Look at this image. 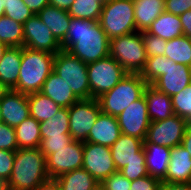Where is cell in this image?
<instances>
[{
  "mask_svg": "<svg viewBox=\"0 0 191 190\" xmlns=\"http://www.w3.org/2000/svg\"><path fill=\"white\" fill-rule=\"evenodd\" d=\"M62 50L86 64L109 56L110 39L98 21L71 17Z\"/></svg>",
  "mask_w": 191,
  "mask_h": 190,
  "instance_id": "6da1fadb",
  "label": "cell"
},
{
  "mask_svg": "<svg viewBox=\"0 0 191 190\" xmlns=\"http://www.w3.org/2000/svg\"><path fill=\"white\" fill-rule=\"evenodd\" d=\"M140 75L147 84L170 97L191 84V67L175 63L164 55L147 58Z\"/></svg>",
  "mask_w": 191,
  "mask_h": 190,
  "instance_id": "7a4b0ae2",
  "label": "cell"
},
{
  "mask_svg": "<svg viewBox=\"0 0 191 190\" xmlns=\"http://www.w3.org/2000/svg\"><path fill=\"white\" fill-rule=\"evenodd\" d=\"M48 179L46 157L39 147L17 149L5 190H35Z\"/></svg>",
  "mask_w": 191,
  "mask_h": 190,
  "instance_id": "3957f363",
  "label": "cell"
},
{
  "mask_svg": "<svg viewBox=\"0 0 191 190\" xmlns=\"http://www.w3.org/2000/svg\"><path fill=\"white\" fill-rule=\"evenodd\" d=\"M55 54L22 47L20 73L13 89L23 94L40 92L45 80L53 71Z\"/></svg>",
  "mask_w": 191,
  "mask_h": 190,
  "instance_id": "277c9868",
  "label": "cell"
},
{
  "mask_svg": "<svg viewBox=\"0 0 191 190\" xmlns=\"http://www.w3.org/2000/svg\"><path fill=\"white\" fill-rule=\"evenodd\" d=\"M148 84L140 74H127L111 90L100 95L96 100L102 113L117 117L132 102L143 96Z\"/></svg>",
  "mask_w": 191,
  "mask_h": 190,
  "instance_id": "5b68a950",
  "label": "cell"
},
{
  "mask_svg": "<svg viewBox=\"0 0 191 190\" xmlns=\"http://www.w3.org/2000/svg\"><path fill=\"white\" fill-rule=\"evenodd\" d=\"M109 55L129 74H140L144 69L147 55L142 32L136 31L110 39Z\"/></svg>",
  "mask_w": 191,
  "mask_h": 190,
  "instance_id": "8992f818",
  "label": "cell"
},
{
  "mask_svg": "<svg viewBox=\"0 0 191 190\" xmlns=\"http://www.w3.org/2000/svg\"><path fill=\"white\" fill-rule=\"evenodd\" d=\"M98 22L109 39L136 32L133 0L103 4Z\"/></svg>",
  "mask_w": 191,
  "mask_h": 190,
  "instance_id": "52a82bcc",
  "label": "cell"
},
{
  "mask_svg": "<svg viewBox=\"0 0 191 190\" xmlns=\"http://www.w3.org/2000/svg\"><path fill=\"white\" fill-rule=\"evenodd\" d=\"M53 71L71 88L78 99H90V85L87 64L68 51L55 54Z\"/></svg>",
  "mask_w": 191,
  "mask_h": 190,
  "instance_id": "ba28073f",
  "label": "cell"
},
{
  "mask_svg": "<svg viewBox=\"0 0 191 190\" xmlns=\"http://www.w3.org/2000/svg\"><path fill=\"white\" fill-rule=\"evenodd\" d=\"M90 98L97 99L113 89L128 73L110 55L87 64Z\"/></svg>",
  "mask_w": 191,
  "mask_h": 190,
  "instance_id": "9c48e42d",
  "label": "cell"
},
{
  "mask_svg": "<svg viewBox=\"0 0 191 190\" xmlns=\"http://www.w3.org/2000/svg\"><path fill=\"white\" fill-rule=\"evenodd\" d=\"M69 112V129L73 140L86 142L101 112L98 101L95 98L79 99L71 107Z\"/></svg>",
  "mask_w": 191,
  "mask_h": 190,
  "instance_id": "30bf717a",
  "label": "cell"
},
{
  "mask_svg": "<svg viewBox=\"0 0 191 190\" xmlns=\"http://www.w3.org/2000/svg\"><path fill=\"white\" fill-rule=\"evenodd\" d=\"M188 125L187 120L175 114L165 120L151 122L144 143H153L169 148L181 145Z\"/></svg>",
  "mask_w": 191,
  "mask_h": 190,
  "instance_id": "8fae6325",
  "label": "cell"
},
{
  "mask_svg": "<svg viewBox=\"0 0 191 190\" xmlns=\"http://www.w3.org/2000/svg\"><path fill=\"white\" fill-rule=\"evenodd\" d=\"M83 158V142L72 140L66 147L46 156L49 178L56 179L69 171L82 168Z\"/></svg>",
  "mask_w": 191,
  "mask_h": 190,
  "instance_id": "7c38bea8",
  "label": "cell"
},
{
  "mask_svg": "<svg viewBox=\"0 0 191 190\" xmlns=\"http://www.w3.org/2000/svg\"><path fill=\"white\" fill-rule=\"evenodd\" d=\"M83 157L82 168L87 170L99 184L112 173L117 172L110 147L83 142Z\"/></svg>",
  "mask_w": 191,
  "mask_h": 190,
  "instance_id": "4fadbf2b",
  "label": "cell"
},
{
  "mask_svg": "<svg viewBox=\"0 0 191 190\" xmlns=\"http://www.w3.org/2000/svg\"><path fill=\"white\" fill-rule=\"evenodd\" d=\"M121 134L145 140L147 130L151 123L144 95L132 102L117 117Z\"/></svg>",
  "mask_w": 191,
  "mask_h": 190,
  "instance_id": "5bb4252c",
  "label": "cell"
},
{
  "mask_svg": "<svg viewBox=\"0 0 191 190\" xmlns=\"http://www.w3.org/2000/svg\"><path fill=\"white\" fill-rule=\"evenodd\" d=\"M24 47L32 50L57 54L62 50L61 44L51 30L41 21L37 14L31 16L24 24Z\"/></svg>",
  "mask_w": 191,
  "mask_h": 190,
  "instance_id": "9a60e30c",
  "label": "cell"
},
{
  "mask_svg": "<svg viewBox=\"0 0 191 190\" xmlns=\"http://www.w3.org/2000/svg\"><path fill=\"white\" fill-rule=\"evenodd\" d=\"M144 141L121 134L119 139L110 147L111 156L117 171L133 162H146L143 150Z\"/></svg>",
  "mask_w": 191,
  "mask_h": 190,
  "instance_id": "2e32d148",
  "label": "cell"
},
{
  "mask_svg": "<svg viewBox=\"0 0 191 190\" xmlns=\"http://www.w3.org/2000/svg\"><path fill=\"white\" fill-rule=\"evenodd\" d=\"M2 122L17 127L30 116L28 94L8 90L0 100Z\"/></svg>",
  "mask_w": 191,
  "mask_h": 190,
  "instance_id": "e0dca14e",
  "label": "cell"
},
{
  "mask_svg": "<svg viewBox=\"0 0 191 190\" xmlns=\"http://www.w3.org/2000/svg\"><path fill=\"white\" fill-rule=\"evenodd\" d=\"M170 161L166 177L162 180L170 183H191V156L178 145L170 149Z\"/></svg>",
  "mask_w": 191,
  "mask_h": 190,
  "instance_id": "ac0fdd59",
  "label": "cell"
},
{
  "mask_svg": "<svg viewBox=\"0 0 191 190\" xmlns=\"http://www.w3.org/2000/svg\"><path fill=\"white\" fill-rule=\"evenodd\" d=\"M121 129L117 118L100 112L96 122L90 129L86 142L111 147L120 137Z\"/></svg>",
  "mask_w": 191,
  "mask_h": 190,
  "instance_id": "d6986e66",
  "label": "cell"
},
{
  "mask_svg": "<svg viewBox=\"0 0 191 190\" xmlns=\"http://www.w3.org/2000/svg\"><path fill=\"white\" fill-rule=\"evenodd\" d=\"M143 95L146 99L148 116L151 122L165 120L174 115L172 100L167 94L148 84Z\"/></svg>",
  "mask_w": 191,
  "mask_h": 190,
  "instance_id": "ffe728a7",
  "label": "cell"
},
{
  "mask_svg": "<svg viewBox=\"0 0 191 190\" xmlns=\"http://www.w3.org/2000/svg\"><path fill=\"white\" fill-rule=\"evenodd\" d=\"M170 149L167 146L144 143L143 150L148 175L158 178L161 181L166 177L170 161Z\"/></svg>",
  "mask_w": 191,
  "mask_h": 190,
  "instance_id": "44dd1931",
  "label": "cell"
},
{
  "mask_svg": "<svg viewBox=\"0 0 191 190\" xmlns=\"http://www.w3.org/2000/svg\"><path fill=\"white\" fill-rule=\"evenodd\" d=\"M40 92L51 98L61 108H69L79 100L69 85L54 71L45 80Z\"/></svg>",
  "mask_w": 191,
  "mask_h": 190,
  "instance_id": "7402d4cb",
  "label": "cell"
},
{
  "mask_svg": "<svg viewBox=\"0 0 191 190\" xmlns=\"http://www.w3.org/2000/svg\"><path fill=\"white\" fill-rule=\"evenodd\" d=\"M22 47H7L0 61V82L8 89L16 87L20 73Z\"/></svg>",
  "mask_w": 191,
  "mask_h": 190,
  "instance_id": "603a6c76",
  "label": "cell"
},
{
  "mask_svg": "<svg viewBox=\"0 0 191 190\" xmlns=\"http://www.w3.org/2000/svg\"><path fill=\"white\" fill-rule=\"evenodd\" d=\"M41 21L51 30L57 41L62 44L65 40L71 16L68 11L48 5L38 14Z\"/></svg>",
  "mask_w": 191,
  "mask_h": 190,
  "instance_id": "cb8c5ba5",
  "label": "cell"
},
{
  "mask_svg": "<svg viewBox=\"0 0 191 190\" xmlns=\"http://www.w3.org/2000/svg\"><path fill=\"white\" fill-rule=\"evenodd\" d=\"M137 31H146L165 11V0H133Z\"/></svg>",
  "mask_w": 191,
  "mask_h": 190,
  "instance_id": "d4e9b609",
  "label": "cell"
},
{
  "mask_svg": "<svg viewBox=\"0 0 191 190\" xmlns=\"http://www.w3.org/2000/svg\"><path fill=\"white\" fill-rule=\"evenodd\" d=\"M165 40H172L183 35L180 16L164 11L146 30Z\"/></svg>",
  "mask_w": 191,
  "mask_h": 190,
  "instance_id": "484cf974",
  "label": "cell"
},
{
  "mask_svg": "<svg viewBox=\"0 0 191 190\" xmlns=\"http://www.w3.org/2000/svg\"><path fill=\"white\" fill-rule=\"evenodd\" d=\"M61 190H94L99 183L84 168L69 171L56 178Z\"/></svg>",
  "mask_w": 191,
  "mask_h": 190,
  "instance_id": "4316f807",
  "label": "cell"
},
{
  "mask_svg": "<svg viewBox=\"0 0 191 190\" xmlns=\"http://www.w3.org/2000/svg\"><path fill=\"white\" fill-rule=\"evenodd\" d=\"M30 116L38 122L49 120L61 107L41 92L28 94Z\"/></svg>",
  "mask_w": 191,
  "mask_h": 190,
  "instance_id": "83f0119b",
  "label": "cell"
},
{
  "mask_svg": "<svg viewBox=\"0 0 191 190\" xmlns=\"http://www.w3.org/2000/svg\"><path fill=\"white\" fill-rule=\"evenodd\" d=\"M15 135L19 149L39 147L42 139L40 122L29 116L15 127Z\"/></svg>",
  "mask_w": 191,
  "mask_h": 190,
  "instance_id": "f1b7e54d",
  "label": "cell"
},
{
  "mask_svg": "<svg viewBox=\"0 0 191 190\" xmlns=\"http://www.w3.org/2000/svg\"><path fill=\"white\" fill-rule=\"evenodd\" d=\"M164 56L172 59L175 63L191 67V39L182 35L181 37L167 40Z\"/></svg>",
  "mask_w": 191,
  "mask_h": 190,
  "instance_id": "f546056e",
  "label": "cell"
},
{
  "mask_svg": "<svg viewBox=\"0 0 191 190\" xmlns=\"http://www.w3.org/2000/svg\"><path fill=\"white\" fill-rule=\"evenodd\" d=\"M0 42L7 47H24L23 25L6 16L0 17Z\"/></svg>",
  "mask_w": 191,
  "mask_h": 190,
  "instance_id": "4dcf8cb0",
  "label": "cell"
},
{
  "mask_svg": "<svg viewBox=\"0 0 191 190\" xmlns=\"http://www.w3.org/2000/svg\"><path fill=\"white\" fill-rule=\"evenodd\" d=\"M64 133H70L68 108H61L49 120L40 122L41 138L63 136Z\"/></svg>",
  "mask_w": 191,
  "mask_h": 190,
  "instance_id": "1f68e13d",
  "label": "cell"
},
{
  "mask_svg": "<svg viewBox=\"0 0 191 190\" xmlns=\"http://www.w3.org/2000/svg\"><path fill=\"white\" fill-rule=\"evenodd\" d=\"M103 3L100 0H75L68 14L73 18L99 21Z\"/></svg>",
  "mask_w": 191,
  "mask_h": 190,
  "instance_id": "d6a6232c",
  "label": "cell"
},
{
  "mask_svg": "<svg viewBox=\"0 0 191 190\" xmlns=\"http://www.w3.org/2000/svg\"><path fill=\"white\" fill-rule=\"evenodd\" d=\"M172 107L175 115L191 121V84L181 92L171 97Z\"/></svg>",
  "mask_w": 191,
  "mask_h": 190,
  "instance_id": "836d02e7",
  "label": "cell"
},
{
  "mask_svg": "<svg viewBox=\"0 0 191 190\" xmlns=\"http://www.w3.org/2000/svg\"><path fill=\"white\" fill-rule=\"evenodd\" d=\"M4 16L24 24L34 14L22 0H2Z\"/></svg>",
  "mask_w": 191,
  "mask_h": 190,
  "instance_id": "e575fe53",
  "label": "cell"
},
{
  "mask_svg": "<svg viewBox=\"0 0 191 190\" xmlns=\"http://www.w3.org/2000/svg\"><path fill=\"white\" fill-rule=\"evenodd\" d=\"M72 140L70 133H64L63 136H48L47 138L41 139L39 149L46 157L55 153V150L66 147Z\"/></svg>",
  "mask_w": 191,
  "mask_h": 190,
  "instance_id": "d590c367",
  "label": "cell"
},
{
  "mask_svg": "<svg viewBox=\"0 0 191 190\" xmlns=\"http://www.w3.org/2000/svg\"><path fill=\"white\" fill-rule=\"evenodd\" d=\"M143 42L147 58H152L157 55H164L167 40L156 35L142 31Z\"/></svg>",
  "mask_w": 191,
  "mask_h": 190,
  "instance_id": "8d00e7d4",
  "label": "cell"
},
{
  "mask_svg": "<svg viewBox=\"0 0 191 190\" xmlns=\"http://www.w3.org/2000/svg\"><path fill=\"white\" fill-rule=\"evenodd\" d=\"M17 149L19 148L15 135V128L0 122V150L15 152Z\"/></svg>",
  "mask_w": 191,
  "mask_h": 190,
  "instance_id": "74e56055",
  "label": "cell"
},
{
  "mask_svg": "<svg viewBox=\"0 0 191 190\" xmlns=\"http://www.w3.org/2000/svg\"><path fill=\"white\" fill-rule=\"evenodd\" d=\"M100 186L102 190H130L131 181L117 171L104 179Z\"/></svg>",
  "mask_w": 191,
  "mask_h": 190,
  "instance_id": "f35d334b",
  "label": "cell"
},
{
  "mask_svg": "<svg viewBox=\"0 0 191 190\" xmlns=\"http://www.w3.org/2000/svg\"><path fill=\"white\" fill-rule=\"evenodd\" d=\"M15 152L0 150V181L5 185L10 179Z\"/></svg>",
  "mask_w": 191,
  "mask_h": 190,
  "instance_id": "ab89813d",
  "label": "cell"
},
{
  "mask_svg": "<svg viewBox=\"0 0 191 190\" xmlns=\"http://www.w3.org/2000/svg\"><path fill=\"white\" fill-rule=\"evenodd\" d=\"M128 180L133 181L148 176L146 162H133L119 170Z\"/></svg>",
  "mask_w": 191,
  "mask_h": 190,
  "instance_id": "60d3db41",
  "label": "cell"
},
{
  "mask_svg": "<svg viewBox=\"0 0 191 190\" xmlns=\"http://www.w3.org/2000/svg\"><path fill=\"white\" fill-rule=\"evenodd\" d=\"M161 180L150 175L131 181L130 190H159Z\"/></svg>",
  "mask_w": 191,
  "mask_h": 190,
  "instance_id": "b9f144b4",
  "label": "cell"
},
{
  "mask_svg": "<svg viewBox=\"0 0 191 190\" xmlns=\"http://www.w3.org/2000/svg\"><path fill=\"white\" fill-rule=\"evenodd\" d=\"M191 10V0H165V11L180 16Z\"/></svg>",
  "mask_w": 191,
  "mask_h": 190,
  "instance_id": "7bdbcfd3",
  "label": "cell"
},
{
  "mask_svg": "<svg viewBox=\"0 0 191 190\" xmlns=\"http://www.w3.org/2000/svg\"><path fill=\"white\" fill-rule=\"evenodd\" d=\"M33 14H38L49 5V0H22Z\"/></svg>",
  "mask_w": 191,
  "mask_h": 190,
  "instance_id": "ee69618b",
  "label": "cell"
},
{
  "mask_svg": "<svg viewBox=\"0 0 191 190\" xmlns=\"http://www.w3.org/2000/svg\"><path fill=\"white\" fill-rule=\"evenodd\" d=\"M183 35L191 39V10L180 15Z\"/></svg>",
  "mask_w": 191,
  "mask_h": 190,
  "instance_id": "f6af8a7d",
  "label": "cell"
},
{
  "mask_svg": "<svg viewBox=\"0 0 191 190\" xmlns=\"http://www.w3.org/2000/svg\"><path fill=\"white\" fill-rule=\"evenodd\" d=\"M159 190H191V183H170L162 181Z\"/></svg>",
  "mask_w": 191,
  "mask_h": 190,
  "instance_id": "bcb514c9",
  "label": "cell"
},
{
  "mask_svg": "<svg viewBox=\"0 0 191 190\" xmlns=\"http://www.w3.org/2000/svg\"><path fill=\"white\" fill-rule=\"evenodd\" d=\"M35 190H61V187L56 179L49 178L41 183Z\"/></svg>",
  "mask_w": 191,
  "mask_h": 190,
  "instance_id": "7dc6e473",
  "label": "cell"
},
{
  "mask_svg": "<svg viewBox=\"0 0 191 190\" xmlns=\"http://www.w3.org/2000/svg\"><path fill=\"white\" fill-rule=\"evenodd\" d=\"M181 146H183L184 149H186L190 156H191V126L188 125L186 128L185 134L183 136Z\"/></svg>",
  "mask_w": 191,
  "mask_h": 190,
  "instance_id": "c3c4849f",
  "label": "cell"
},
{
  "mask_svg": "<svg viewBox=\"0 0 191 190\" xmlns=\"http://www.w3.org/2000/svg\"><path fill=\"white\" fill-rule=\"evenodd\" d=\"M74 1L75 0H49V5L68 11Z\"/></svg>",
  "mask_w": 191,
  "mask_h": 190,
  "instance_id": "681fc988",
  "label": "cell"
},
{
  "mask_svg": "<svg viewBox=\"0 0 191 190\" xmlns=\"http://www.w3.org/2000/svg\"><path fill=\"white\" fill-rule=\"evenodd\" d=\"M7 91L8 89L0 82V100L3 98Z\"/></svg>",
  "mask_w": 191,
  "mask_h": 190,
  "instance_id": "f907efd6",
  "label": "cell"
},
{
  "mask_svg": "<svg viewBox=\"0 0 191 190\" xmlns=\"http://www.w3.org/2000/svg\"><path fill=\"white\" fill-rule=\"evenodd\" d=\"M6 49H7V46L4 45L2 42H0V61Z\"/></svg>",
  "mask_w": 191,
  "mask_h": 190,
  "instance_id": "816d5d0a",
  "label": "cell"
},
{
  "mask_svg": "<svg viewBox=\"0 0 191 190\" xmlns=\"http://www.w3.org/2000/svg\"><path fill=\"white\" fill-rule=\"evenodd\" d=\"M4 8H3V2L0 0V17L4 16Z\"/></svg>",
  "mask_w": 191,
  "mask_h": 190,
  "instance_id": "f5cc1de1",
  "label": "cell"
},
{
  "mask_svg": "<svg viewBox=\"0 0 191 190\" xmlns=\"http://www.w3.org/2000/svg\"><path fill=\"white\" fill-rule=\"evenodd\" d=\"M0 190H5V185L0 181Z\"/></svg>",
  "mask_w": 191,
  "mask_h": 190,
  "instance_id": "db71d44e",
  "label": "cell"
},
{
  "mask_svg": "<svg viewBox=\"0 0 191 190\" xmlns=\"http://www.w3.org/2000/svg\"><path fill=\"white\" fill-rule=\"evenodd\" d=\"M103 4L108 3V2H112L113 0H100Z\"/></svg>",
  "mask_w": 191,
  "mask_h": 190,
  "instance_id": "11a10c76",
  "label": "cell"
},
{
  "mask_svg": "<svg viewBox=\"0 0 191 190\" xmlns=\"http://www.w3.org/2000/svg\"><path fill=\"white\" fill-rule=\"evenodd\" d=\"M94 190H102L100 184Z\"/></svg>",
  "mask_w": 191,
  "mask_h": 190,
  "instance_id": "9f6ffc18",
  "label": "cell"
},
{
  "mask_svg": "<svg viewBox=\"0 0 191 190\" xmlns=\"http://www.w3.org/2000/svg\"><path fill=\"white\" fill-rule=\"evenodd\" d=\"M0 122H2L1 108H0Z\"/></svg>",
  "mask_w": 191,
  "mask_h": 190,
  "instance_id": "6f0895ef",
  "label": "cell"
}]
</instances>
